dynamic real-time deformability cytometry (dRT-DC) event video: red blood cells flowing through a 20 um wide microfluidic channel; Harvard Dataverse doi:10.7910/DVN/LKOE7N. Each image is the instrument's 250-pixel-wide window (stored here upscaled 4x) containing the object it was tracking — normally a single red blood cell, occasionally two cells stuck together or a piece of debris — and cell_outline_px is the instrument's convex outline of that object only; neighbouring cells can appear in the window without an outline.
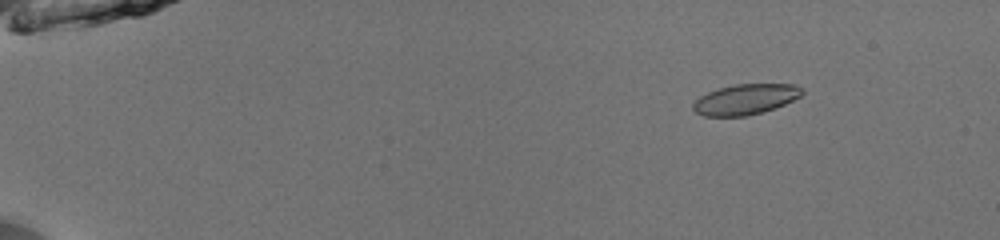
{"species": "common noctule bat (a hibernating species)", "species_latin": "Nyctalus noctula", "temperature_condition": "room temperature", "stored_images_in_passage": 53, "camera_frame_rate_fps": 3000, "um_per_image_px": 0.085, "animal": {"sex": "male", "body_mass_g": 13.0, "forearm_length_mm": 53.1}, "frame": {"image": 1, "passage_image": 8, "time_ms": 2.333, "image_size_px": [1000, 240], "cell_outline_px": [[804, 92], [800, 96], [776, 108], [748, 116], [704, 116], [696, 112], [692, 108], [692, 104], [700, 96], [708, 92], [720, 88], [736, 84], [796, 84], [804, 88]], "centroid_in_image_um": [63.38, 8.44], "position_along_channel_um": 21.6, "area_um2": 19.36}}
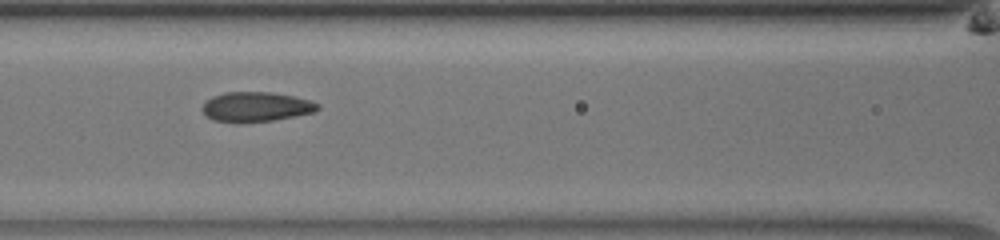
{"frame": {"image": 2, "passage_image": 26, "time_ms": 8.333, "image_size_px": [1000, 240], "cell_outline_px": [[320, 108], [316, 112], [296, 116], [272, 120], [236, 124], [212, 120], [204, 116], [200, 108], [204, 100], [212, 96], [224, 92], [272, 92], [292, 96], [308, 100], [320, 104]], "centroid_in_image_um": [21.68, 9.1], "position_along_channel_um": 144.9, "area_um2": 20.58}}
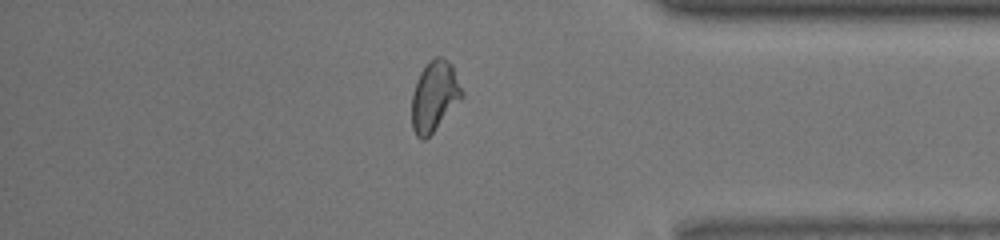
{"frame": {"image": 3, "passage_image": 46, "time_ms": 15.0, "image_size_px": [1000, 240], "cell_outline_px": [[464, 96], [432, 132], [424, 140], [420, 140], [416, 136], [412, 128], [412, 92], [416, 80], [420, 72], [436, 56], [440, 56], [452, 64], [464, 92]], "centroid_in_image_um": [36.92, 8.18], "position_along_channel_um": 398.3, "area_um2": 20.4}, "authors_computed_cell_mechanics": {"area_um2": 19.941, "velocity_mm_per_s": 4.0103, "shape_relaxation_time_tau1_ms": 4.2382, "shape_relaxation_time_tau2_ms": 1.4278, "deformation_change_tau1": 0.1104, "deformation_change_tau2": 0.0605}}